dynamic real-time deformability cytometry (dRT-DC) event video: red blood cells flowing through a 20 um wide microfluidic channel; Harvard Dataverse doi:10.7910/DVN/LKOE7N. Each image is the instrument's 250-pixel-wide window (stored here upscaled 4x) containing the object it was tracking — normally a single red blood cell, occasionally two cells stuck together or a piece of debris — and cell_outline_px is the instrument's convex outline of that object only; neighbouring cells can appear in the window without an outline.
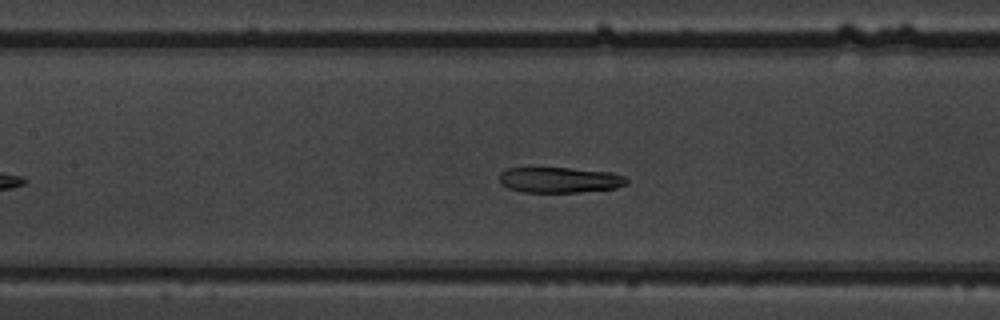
{"species": "common noctule bat (a hibernating species)", "species_latin": "Nyctalus noctula", "temperature_condition": "warm", "stored_images_in_passage": 39, "camera_frame_rate_fps": 3000, "um_per_image_px": 0.085, "animal": {"sex": "male", "body_mass_g": 19.5, "forearm_length_mm": 54.6}, "frame": {"image": 1, "passage_image": 16, "time_ms": 5.0, "image_size_px": [1000, 320], "cell_outline_px": [[628, 184], [616, 188], [580, 192], [520, 192], [508, 188], [500, 184], [500, 172], [508, 168], [568, 168], [612, 172], [624, 176], [628, 180]], "centroid_in_image_um": [47.58, 15.3], "position_along_channel_um": 159.8, "area_um2": 19.07}}
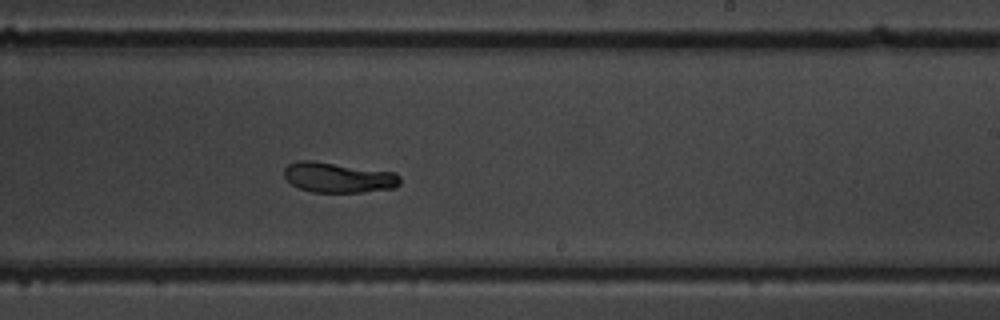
{"frame": {"image": 2, "passage_image": 24, "time_ms": 7.667, "image_size_px": [1000, 320], "cell_outline_px": [[400, 184], [396, 188], [360, 192], [312, 192], [300, 188], [292, 184], [284, 176], [284, 168], [288, 164], [296, 160], [312, 160], [396, 172], [400, 176]], "centroid_in_image_um": [28.77, 15.07], "position_along_channel_um": 260.2, "area_um2": 20.58}}
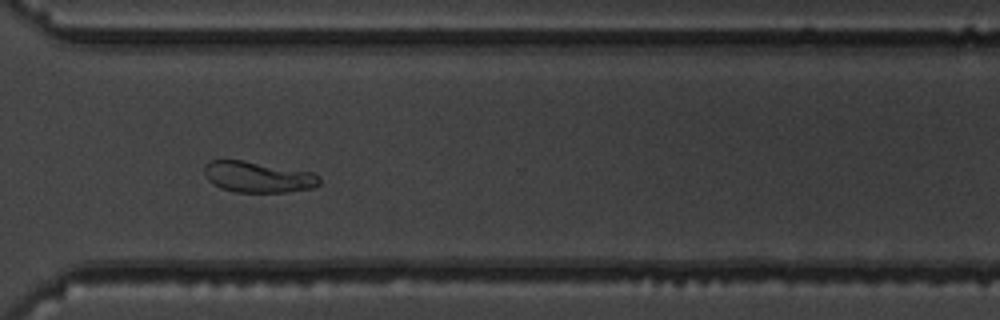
{"frame": {"image": 3, "passage_image": 31, "time_ms": 10.0, "image_size_px": [1000, 320], "cell_outline_px": [[320, 184], [312, 188], [288, 192], [236, 192], [220, 188], [212, 184], [204, 176], [204, 164], [208, 160], [244, 160], [312, 172], [320, 176]], "centroid_in_image_um": [21.9, 15.04], "position_along_channel_um": 348.7, "area_um2": 21.04}, "authors_computed_cell_mechanics": {"area_um2": 20.5768, "velocity_mm_per_s": 3.775, "shape_relaxation_time_tau1_ms": 3.8186, "shape_relaxation_time_tau2_ms": 1.1234, "deformation_change_tau1": 0.1529, "deformation_change_tau2": 0.0528}}